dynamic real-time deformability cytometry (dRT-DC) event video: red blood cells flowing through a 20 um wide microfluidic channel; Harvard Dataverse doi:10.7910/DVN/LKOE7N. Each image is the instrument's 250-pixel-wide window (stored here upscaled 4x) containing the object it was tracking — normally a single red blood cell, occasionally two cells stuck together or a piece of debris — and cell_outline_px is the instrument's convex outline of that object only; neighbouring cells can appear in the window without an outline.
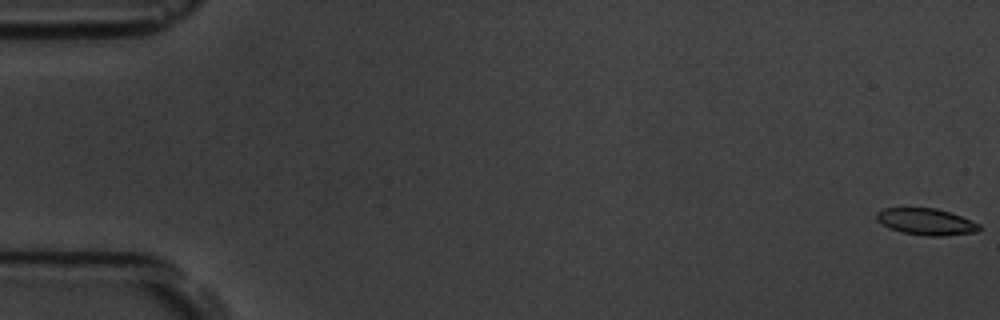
{"species": "common noctule bat (a hibernating species)", "species_latin": "Nyctalus noctula", "temperature_condition": "room temperature", "stored_images_in_passage": 6, "segment_of_instrument_passage": [1, 2], "camera_frame_rate_fps": 3000, "um_per_image_px": 0.085, "animal": {"sex": "male", "body_mass_g": 19.5, "forearm_length_mm": 54.6}, "frame": {"image": 1, "passage_image": 1, "time_ms": 0.0, "image_size_px": [1000, 320], "cell_outline_px": [[980, 228], [976, 232], [940, 236], [928, 236], [900, 232], [888, 228], [880, 224], [876, 220], [876, 212], [884, 208], [936, 208], [960, 216], [980, 224]], "centroid_in_image_um": [78.66, 18.85], "position_along_channel_um": 6.3, "area_um2": 15.9}}
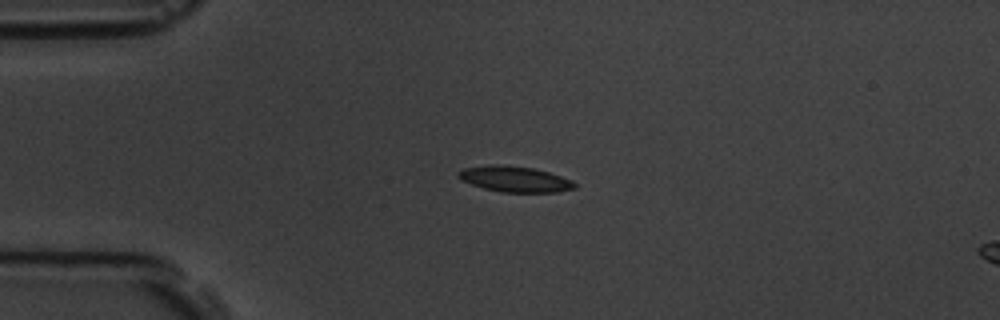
{"frame": {"image": 2, "passage_image": 4, "time_ms": 4.333, "image_size_px": [1000, 320], "cell_outline_px": [[576, 188], [556, 192], [500, 192], [484, 188], [460, 180], [456, 176], [456, 172], [464, 168], [492, 164], [500, 164], [532, 168], [548, 172], [572, 180], [576, 184]], "centroid_in_image_um": [43.72, 15.22], "position_along_channel_um": 41.3, "area_um2": 17.46}}